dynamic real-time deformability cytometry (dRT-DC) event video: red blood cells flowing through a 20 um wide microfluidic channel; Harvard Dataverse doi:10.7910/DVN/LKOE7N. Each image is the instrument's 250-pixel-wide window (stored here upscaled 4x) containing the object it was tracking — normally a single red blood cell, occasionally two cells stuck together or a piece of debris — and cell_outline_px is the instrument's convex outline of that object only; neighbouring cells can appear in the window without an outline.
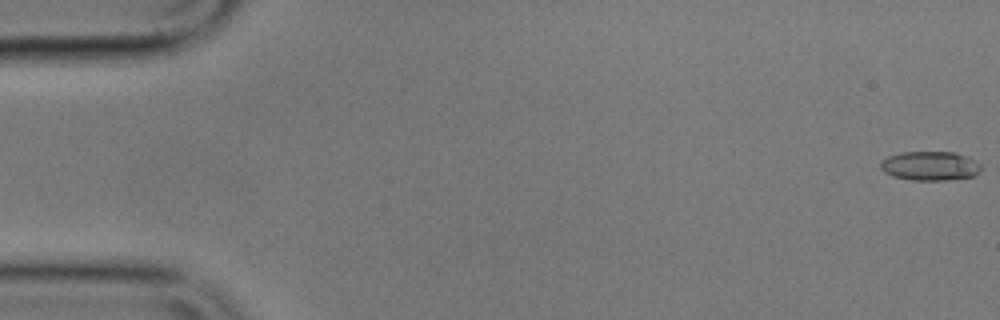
{"species": "common noctule bat (a hibernating species)", "species_latin": "Nyctalus noctula", "temperature_condition": "cold", "stored_images_in_passage": 56, "camera_frame_rate_fps": 3000, "um_per_image_px": 0.085, "animal": {"sex": "male", "body_mass_g": 17.9}, "frame": {"image": 1, "passage_image": 1, "time_ms": 0.0, "image_size_px": [1000, 320], "cell_outline_px": [[980, 172], [972, 176], [948, 180], [912, 180], [892, 176], [884, 172], [880, 168], [880, 164], [888, 156], [900, 152], [956, 152], [980, 164]], "centroid_in_image_um": [79.02, 14.1], "position_along_channel_um": 6.0, "area_um2": 16.94}}
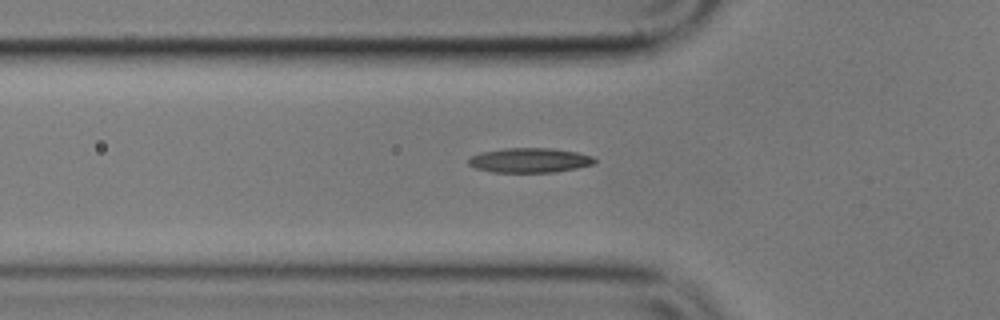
{"frame": {"image": 2, "passage_image": 19, "time_ms": 6.0, "image_size_px": [1000, 320], "cell_outline_px": [[596, 164], [576, 168], [552, 172], [492, 172], [476, 168], [468, 164], [468, 160], [472, 156], [480, 152], [504, 148], [552, 148], [576, 152], [592, 156], [596, 160]], "centroid_in_image_um": [45.02, 13.62], "position_along_channel_um": 80.8, "area_um2": 18.09}}
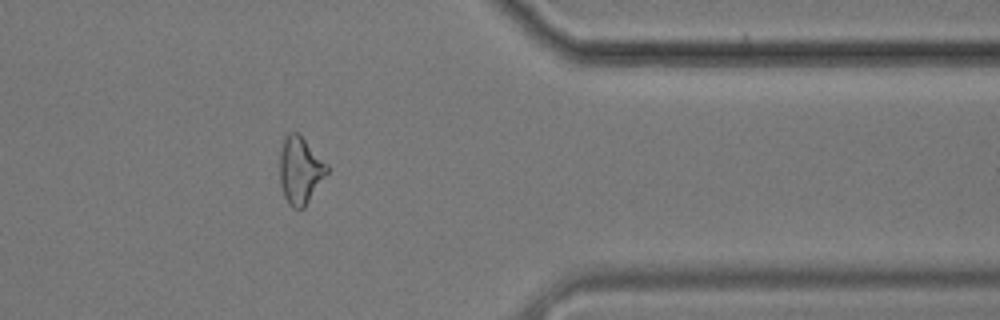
{"frame": {"image": 3, "passage_image": 46, "time_ms": 15.0, "image_size_px": [1000, 320], "cell_outline_px": [[328, 172], [304, 208], [292, 208], [288, 204], [284, 196], [280, 184], [280, 152], [284, 136], [288, 132], [296, 132], [328, 164]], "centroid_in_image_um": [25.5, 14.49], "position_along_channel_um": 385.9, "area_um2": 18.32}, "authors_computed_cell_mechanics": {"area_um2": 17.6001, "velocity_mm_per_s": 3.5607, "shape_relaxation_time_tau1_ms": 4.12, "shape_relaxation_time_tau2_ms": 4.1268, "deformation_change_tau1": 0.12, "deformation_change_tau2": 0.1204}}